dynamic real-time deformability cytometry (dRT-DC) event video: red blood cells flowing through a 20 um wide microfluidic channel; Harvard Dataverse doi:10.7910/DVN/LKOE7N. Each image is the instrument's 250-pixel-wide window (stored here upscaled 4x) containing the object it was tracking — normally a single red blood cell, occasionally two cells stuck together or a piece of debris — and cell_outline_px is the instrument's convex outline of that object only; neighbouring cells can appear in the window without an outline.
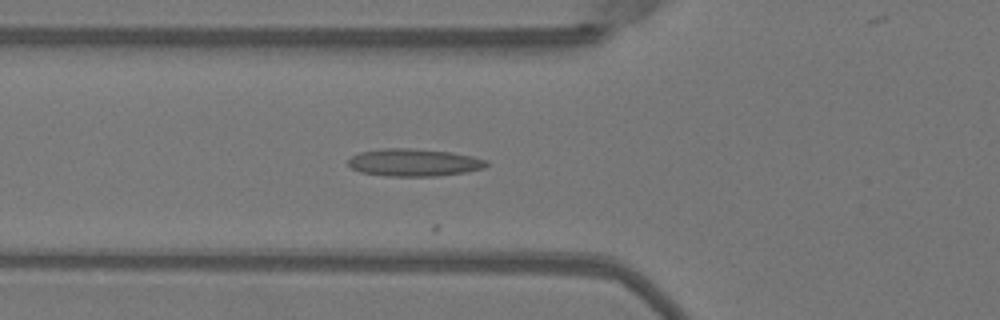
{"species": "Egyptian fruit bat (a non-hibernating species)", "species_latin": "Rousettus aegyptiacus", "temperature_condition": "warm", "stored_images_in_passage": 48, "camera_frame_rate_fps": 3000, "um_per_image_px": 0.085, "animal": {"sex": "female"}, "frame": {"image": 1, "passage_image": 19, "time_ms": 6.0, "image_size_px": [1000, 320], "cell_outline_px": [[488, 164], [484, 168], [464, 172], [436, 176], [388, 176], [360, 172], [352, 168], [348, 164], [348, 160], [352, 156], [360, 152], [384, 148], [408, 148], [452, 152], [472, 156], [488, 160]], "centroid_in_image_um": [35.19, 13.81], "position_along_channel_um": 90.6, "area_um2": 22.08}}
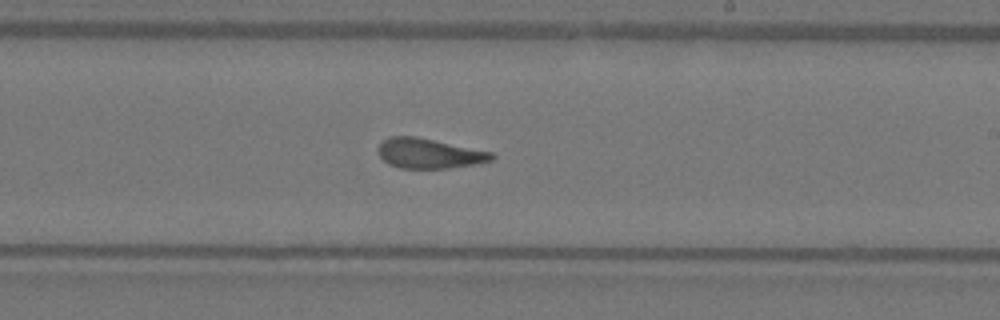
{"frame": {"image": 2, "passage_image": 31, "time_ms": 10.0, "image_size_px": [1000, 320], "cell_outline_px": [[496, 156], [492, 160], [476, 164], [448, 168], [400, 168], [388, 164], [376, 152], [376, 148], [388, 136], [416, 136], [492, 152]], "centroid_in_image_um": [36.45, 13.04], "position_along_channel_um": 252.6, "area_um2": 19.88}}
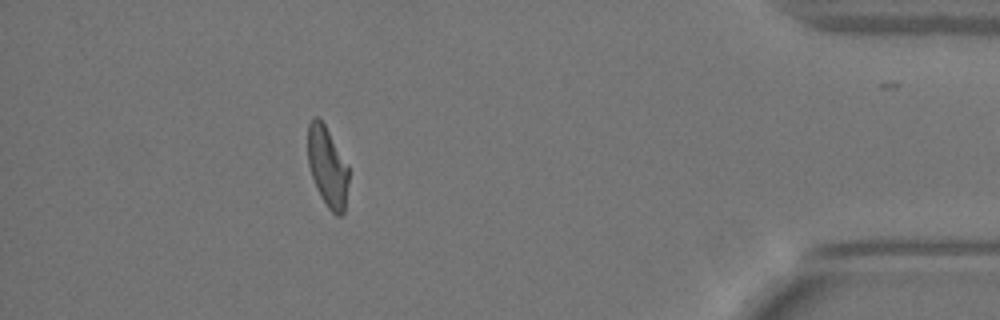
{"frame": {"image": 3, "passage_image": 46, "time_ms": 15.0, "image_size_px": [1000, 320], "cell_outline_px": [[348, 180], [344, 212], [340, 216], [336, 216], [328, 208], [320, 196], [316, 188], [308, 164], [308, 124], [312, 116], [316, 116], [324, 124], [348, 164]], "centroid_in_image_um": [27.82, 14.18], "position_along_channel_um": 407.4, "area_um2": 19.02}}